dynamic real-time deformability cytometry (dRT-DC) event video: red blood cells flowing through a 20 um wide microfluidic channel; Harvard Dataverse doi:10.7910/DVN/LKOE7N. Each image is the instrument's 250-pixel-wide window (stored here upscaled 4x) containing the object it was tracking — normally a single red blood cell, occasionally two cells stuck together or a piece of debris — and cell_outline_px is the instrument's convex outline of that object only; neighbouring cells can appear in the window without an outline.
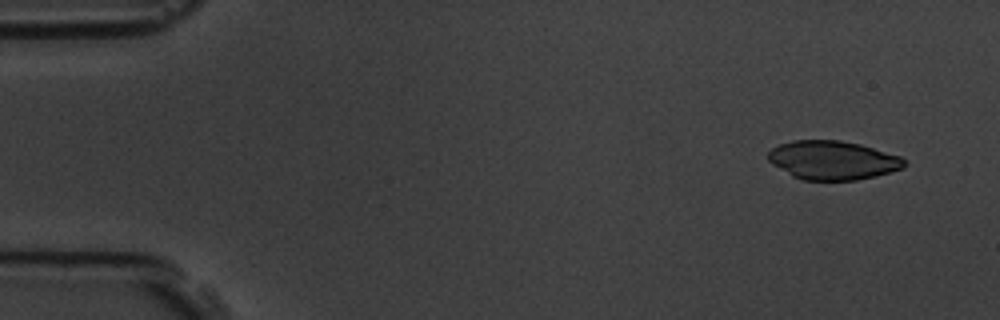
{"species": "common noctule bat (a hibernating species)", "species_latin": "Nyctalus noctula", "temperature_condition": "room temperature", "stored_images_in_passage": 4, "camera_frame_rate_fps": 3000, "um_per_image_px": 0.085, "animal": {"sex": "male", "body_mass_g": 19.5, "forearm_length_mm": 54.6}, "frame": {"image": 1, "passage_image": 1, "time_ms": 0.0, "image_size_px": [1000, 320], "cell_outline_px": [[908, 164], [904, 168], [876, 176], [856, 180], [800, 180], [792, 176], [772, 164], [768, 160], [768, 152], [772, 148], [780, 144], [792, 140], [840, 140], [860, 144], [900, 156]], "centroid_in_image_um": [70.78, 13.62], "position_along_channel_um": 14.2, "area_um2": 30.92}}